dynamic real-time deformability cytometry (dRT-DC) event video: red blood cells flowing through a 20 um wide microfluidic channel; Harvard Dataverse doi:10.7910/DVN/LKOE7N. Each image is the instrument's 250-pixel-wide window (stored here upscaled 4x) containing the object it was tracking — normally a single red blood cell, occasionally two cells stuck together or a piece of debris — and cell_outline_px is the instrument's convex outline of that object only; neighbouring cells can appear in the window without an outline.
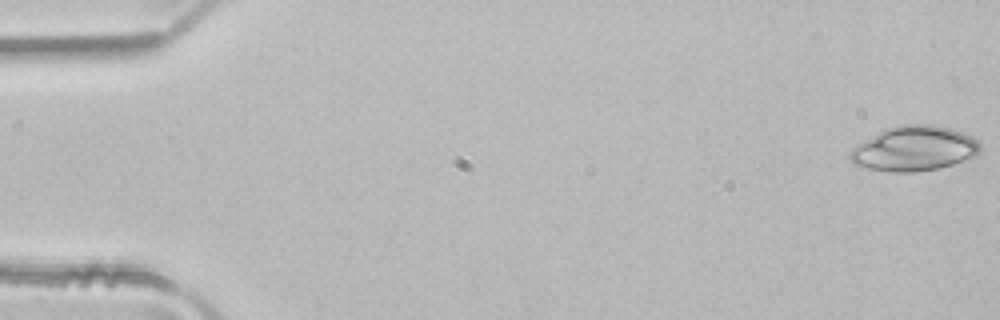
{"species": "common noctule bat (a hibernating species)", "species_latin": "Nyctalus noctula", "temperature_condition": "room temperature", "stored_images_in_passage": 3, "camera_frame_rate_fps": 3000, "um_per_image_px": 0.085, "animal": {"sex": "male", "body_mass_g": 21.5, "forearm_length_mm": 52.0}, "frame": {"image": 1, "passage_image": 1, "time_ms": 0.0, "image_size_px": [1000, 320], "cell_outline_px": [[980, 152], [976, 156], [940, 168], [912, 172], [892, 172], [868, 168], [856, 164], [848, 156], [852, 148], [884, 128], [904, 124], [932, 124], [952, 128], [964, 132], [972, 136], [980, 144]], "centroid_in_image_um": [77.74, 12.61], "position_along_channel_um": 7.3, "area_um2": 34.04}}